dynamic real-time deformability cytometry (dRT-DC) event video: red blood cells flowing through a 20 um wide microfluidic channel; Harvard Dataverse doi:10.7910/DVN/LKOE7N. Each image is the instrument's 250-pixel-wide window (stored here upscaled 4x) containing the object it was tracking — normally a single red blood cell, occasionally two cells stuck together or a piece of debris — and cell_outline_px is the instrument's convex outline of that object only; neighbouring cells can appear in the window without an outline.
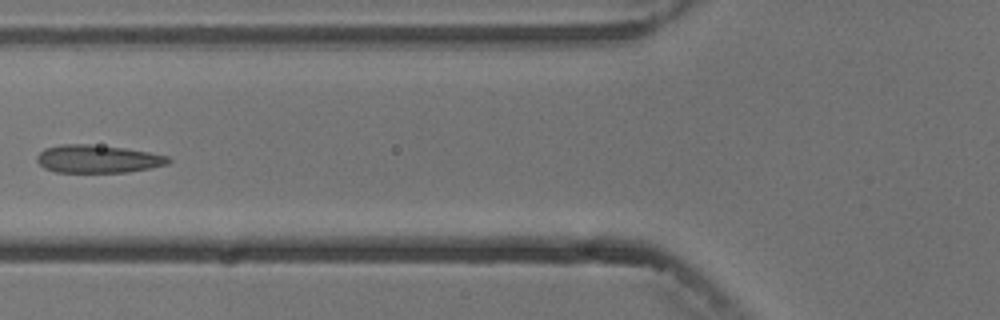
{"species": "common noctule bat (a hibernating species)", "species_latin": "Nyctalus noctula", "temperature_condition": "cold", "stored_images_in_passage": 10, "camera_frame_rate_fps": 3000, "um_per_image_px": 0.085, "animal": {"sex": "male", "body_mass_g": 13.3}, "frame": {"image": 1, "passage_image": 6, "time_ms": 6.0, "image_size_px": [1000, 320], "cell_outline_px": [[172, 160], [168, 164], [128, 172], [56, 172], [44, 168], [36, 160], [36, 156], [44, 148], [60, 144], [88, 144], [124, 148], [148, 152], [168, 156]], "centroid_in_image_um": [8.28, 13.5], "position_along_channel_um": 117.5, "area_um2": 21.33}}
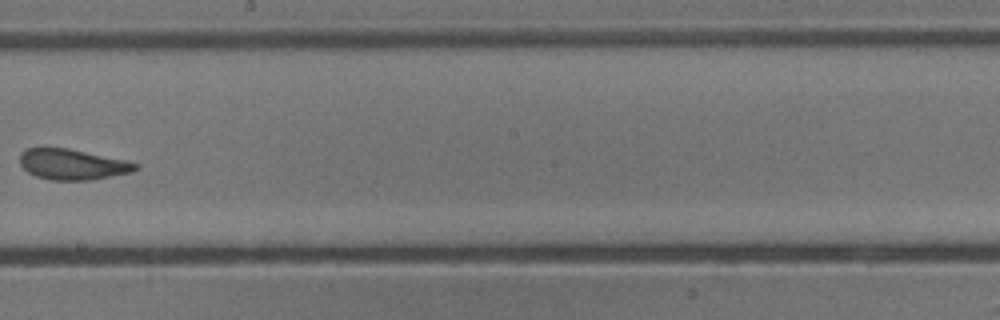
{"frame": {"image": 2, "passage_image": 9, "time_ms": 9.333, "image_size_px": [1000, 320], "cell_outline_px": [[140, 168], [132, 172], [92, 180], [52, 180], [36, 176], [28, 172], [20, 164], [20, 152], [28, 148], [68, 148], [124, 160], [140, 164]], "centroid_in_image_um": [6.17, 13.98], "position_along_channel_um": 242.0, "area_um2": 20.58}}
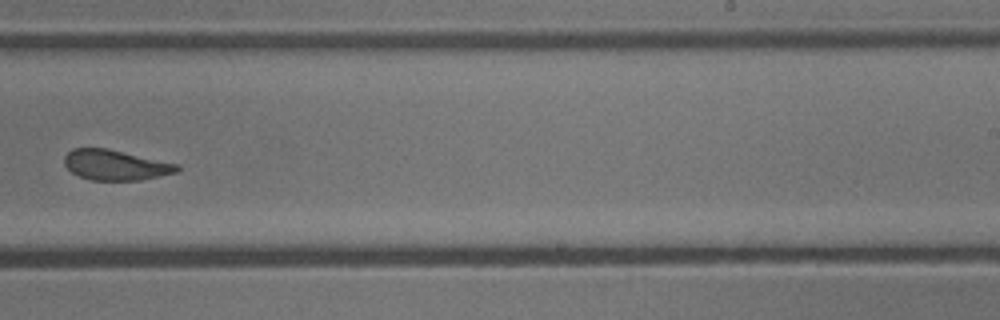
{"frame": {"image": 3, "passage_image": 10, "time_ms": 10.333, "image_size_px": [1000, 320], "cell_outline_px": [[180, 168], [176, 172], [140, 180], [92, 180], [80, 176], [72, 172], [64, 164], [64, 156], [72, 148], [108, 148], [180, 164]], "centroid_in_image_um": [9.82, 14.01], "position_along_channel_um": 279.2, "area_um2": 19.88}}